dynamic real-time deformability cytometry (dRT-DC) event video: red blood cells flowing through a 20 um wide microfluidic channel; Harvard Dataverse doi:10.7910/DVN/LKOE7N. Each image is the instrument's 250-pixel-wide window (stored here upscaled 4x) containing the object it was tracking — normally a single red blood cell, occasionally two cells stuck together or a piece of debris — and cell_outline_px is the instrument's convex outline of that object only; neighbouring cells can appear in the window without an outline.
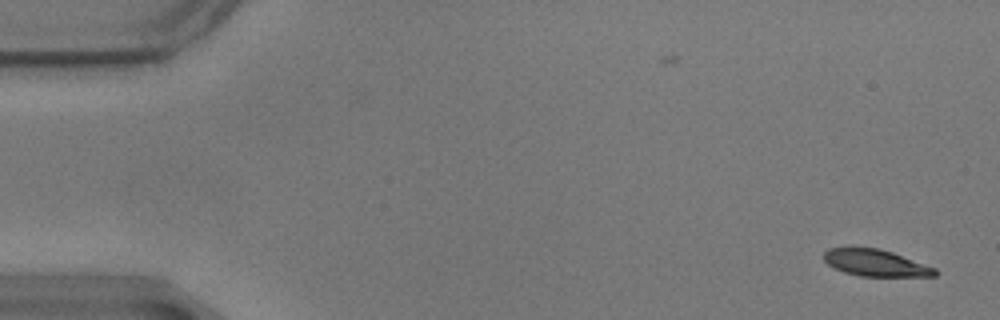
{"species": "common noctule bat (a hibernating species)", "species_latin": "Nyctalus noctula", "temperature_condition": "warm", "stored_images_in_passage": 8, "camera_frame_rate_fps": 3000, "um_per_image_px": 0.085, "animal": {"sex": "male", "body_mass_g": 17.9}, "frame": {"image": 1, "passage_image": 2, "time_ms": 0.333, "image_size_px": [1000, 320], "cell_outline_px": [[940, 272], [936, 276], [860, 276], [844, 272], [828, 264], [824, 260], [824, 252], [828, 248], [880, 248], [892, 252], [936, 268]], "centroid_in_image_um": [74.46, 22.35], "position_along_channel_um": 10.5, "area_um2": 17.17}}